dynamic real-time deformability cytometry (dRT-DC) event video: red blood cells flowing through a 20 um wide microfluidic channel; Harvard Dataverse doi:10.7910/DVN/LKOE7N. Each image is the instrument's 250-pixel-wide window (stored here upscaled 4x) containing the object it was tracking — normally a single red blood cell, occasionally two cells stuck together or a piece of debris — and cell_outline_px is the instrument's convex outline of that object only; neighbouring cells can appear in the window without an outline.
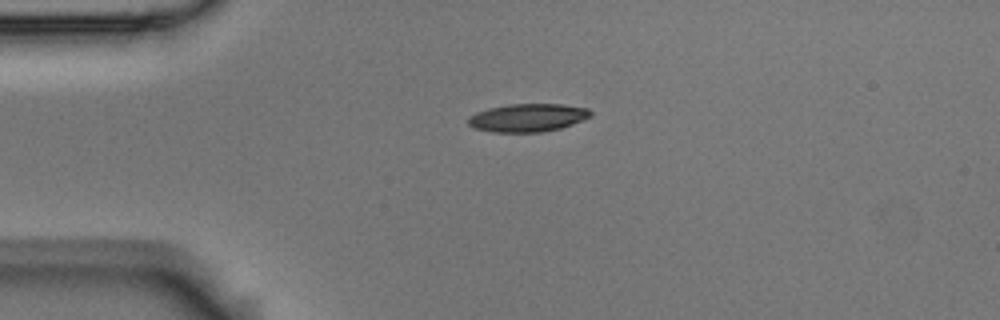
{"species": "Egyptian fruit bat (a non-hibernating species)", "species_latin": "Rousettus aegyptiacus", "temperature_condition": "room temperature", "stored_images_in_passage": 3, "camera_frame_rate_fps": 3000, "um_per_image_px": 0.085, "animal": {"sex": "male"}, "frame": {"image": 1, "passage_image": 1, "time_ms": 0.0, "image_size_px": [1000, 320], "cell_outline_px": [[592, 116], [584, 120], [560, 128], [544, 132], [492, 132], [476, 128], [468, 124], [468, 116], [476, 112], [488, 108], [508, 104], [564, 104], [588, 108], [592, 112]], "centroid_in_image_um": [44.88, 10.0], "position_along_channel_um": 40.1, "area_um2": 20.17}}
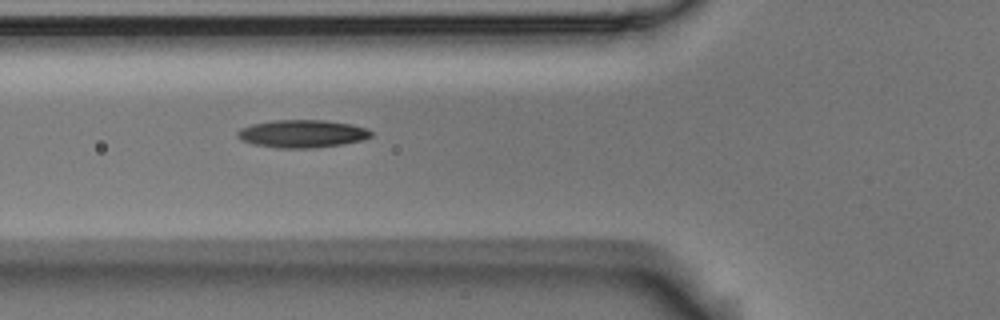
{"frame": {"image": 2, "passage_image": 3, "time_ms": 0.667, "image_size_px": [1000, 320], "cell_outline_px": [[372, 136], [364, 140], [316, 148], [276, 148], [252, 144], [240, 140], [236, 136], [236, 132], [240, 128], [252, 124], [272, 120], [324, 120], [352, 124], [368, 128], [372, 132]], "centroid_in_image_um": [25.67, 11.37], "position_along_channel_um": 100.1, "area_um2": 21.91}}